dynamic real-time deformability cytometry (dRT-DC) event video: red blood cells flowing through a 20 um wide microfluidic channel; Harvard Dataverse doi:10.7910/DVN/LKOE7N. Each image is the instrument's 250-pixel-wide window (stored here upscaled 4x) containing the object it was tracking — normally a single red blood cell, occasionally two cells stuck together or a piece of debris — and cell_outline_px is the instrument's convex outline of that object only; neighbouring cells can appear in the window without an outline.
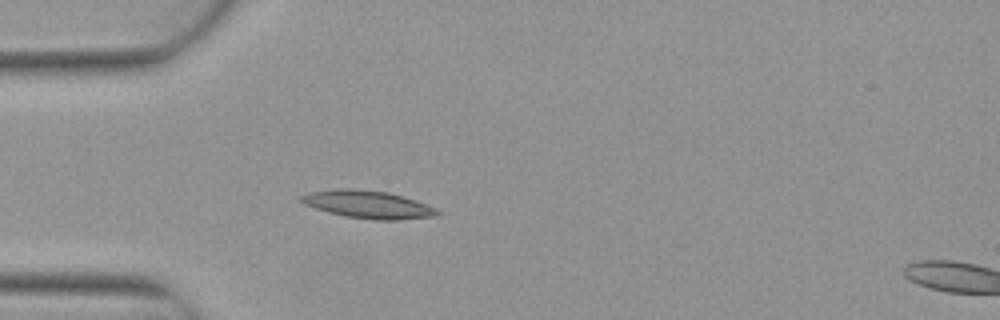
{"species": "Egyptian fruit bat (a non-hibernating species)", "species_latin": "Rousettus aegyptiacus", "temperature_condition": "warm", "stored_images_in_passage": 5, "segment_of_instrument_passage": [1, 2], "camera_frame_rate_fps": 3000, "um_per_image_px": 0.085, "animal": {"sex": "female"}, "frame": {"image": 1, "passage_image": 4, "time_ms": 1.0, "image_size_px": [1000, 320], "cell_outline_px": [[440, 212], [436, 216], [396, 220], [376, 220], [344, 216], [328, 212], [304, 204], [300, 200], [300, 196], [308, 192], [336, 188], [352, 188], [388, 192], [436, 208]], "centroid_in_image_um": [31.22, 17.37], "position_along_channel_um": 53.8, "area_um2": 21.79}}